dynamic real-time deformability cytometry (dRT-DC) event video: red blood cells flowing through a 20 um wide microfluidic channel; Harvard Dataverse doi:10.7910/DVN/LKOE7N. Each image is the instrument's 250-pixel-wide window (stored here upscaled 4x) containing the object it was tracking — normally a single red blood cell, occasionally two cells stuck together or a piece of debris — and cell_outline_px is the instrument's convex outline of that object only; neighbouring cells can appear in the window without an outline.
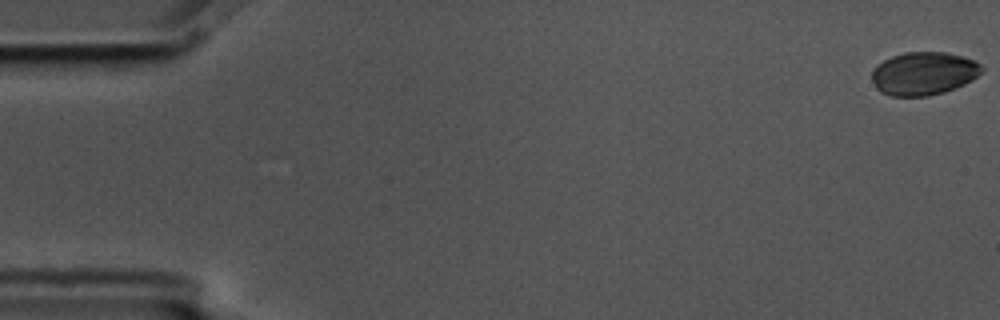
{"species": "common noctule bat (a hibernating species)", "species_latin": "Nyctalus noctula", "temperature_condition": "cold", "stored_images_in_passage": 57, "camera_frame_rate_fps": 3000, "um_per_image_px": 0.085, "animal": {"sex": "male", "body_mass_g": 17.5, "forearm_length_mm": 52.3}, "frame": {"image": 1, "passage_image": 1, "time_ms": 0.0, "image_size_px": [1000, 320], "cell_outline_px": [[984, 68], [972, 80], [964, 84], [944, 92], [928, 96], [892, 96], [880, 92], [876, 88], [872, 80], [872, 68], [876, 64], [892, 56], [904, 52], [944, 52], [960, 56], [972, 60], [980, 64]], "centroid_in_image_um": [78.46, 6.25], "position_along_channel_um": 6.5, "area_um2": 27.57}}
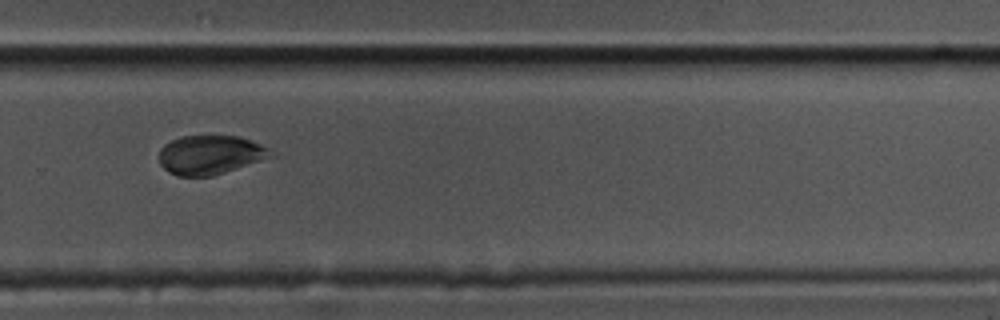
{"frame": {"image": 2, "passage_image": 39, "time_ms": 12.667, "image_size_px": [1000, 320], "cell_outline_px": [[280, 156], [212, 176], [176, 176], [168, 172], [160, 164], [160, 148], [164, 144], [180, 136], [240, 136], [252, 140], [272, 148]], "centroid_in_image_um": [17.99, 13.16], "position_along_channel_um": 311.8, "area_um2": 26.18}}
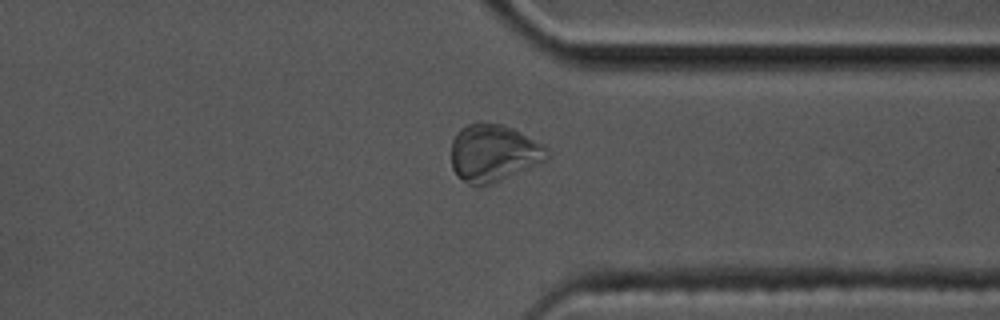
{"frame": {"image": 3, "passage_image": 44, "time_ms": 14.333, "image_size_px": [1000, 320], "cell_outline_px": [[548, 160], [492, 184], [476, 188], [468, 184], [456, 176], [452, 168], [452, 140], [456, 132], [460, 128], [468, 124], [480, 120], [500, 124], [512, 128], [544, 144], [548, 152]], "centroid_in_image_um": [41.92, 13.01], "position_along_channel_um": 369.5, "area_um2": 32.6}, "authors_computed_cell_mechanics": {"area_um2": 27.8596, "velocity_mm_per_s": 3.5385, "shape_relaxation_time_tau1_ms": 4.1482, "shape_relaxation_time_tau2_ms": null, "deformation_change_tau1": 0.1244, "deformation_change_tau2": null}}